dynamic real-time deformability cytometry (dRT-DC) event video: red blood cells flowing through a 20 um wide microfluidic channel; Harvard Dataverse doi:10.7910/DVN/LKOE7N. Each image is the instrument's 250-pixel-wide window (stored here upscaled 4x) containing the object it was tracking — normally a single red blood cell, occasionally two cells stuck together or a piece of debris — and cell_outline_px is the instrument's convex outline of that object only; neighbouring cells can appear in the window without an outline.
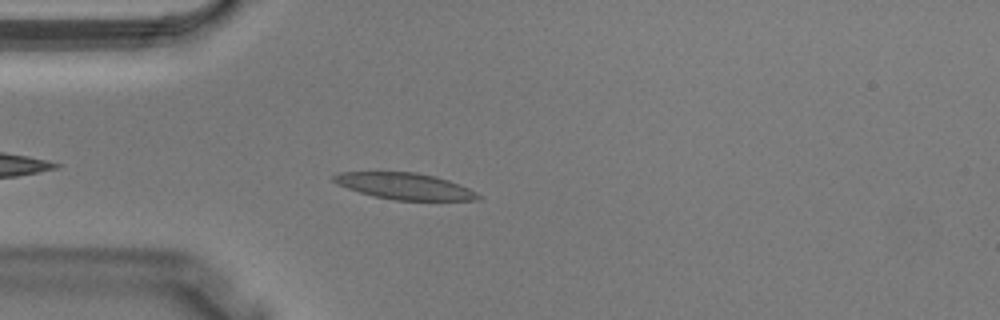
{"species": "Egyptian fruit bat (a non-hibernating species)", "species_latin": "Rousettus aegyptiacus", "temperature_condition": "warm", "stored_images_in_passage": 30, "camera_frame_rate_fps": 3000, "um_per_image_px": 0.085, "animal": {"sex": "male"}, "frame": {"image": 1, "passage_image": 3, "time_ms": 0.667, "image_size_px": [1000, 320], "cell_outline_px": [[484, 196], [476, 200], [396, 200], [376, 196], [360, 192], [336, 184], [332, 180], [332, 176], [340, 172], [416, 172], [436, 176], [448, 180], [468, 188]], "centroid_in_image_um": [34.41, 15.82], "position_along_channel_um": 50.6, "area_um2": 22.08}}
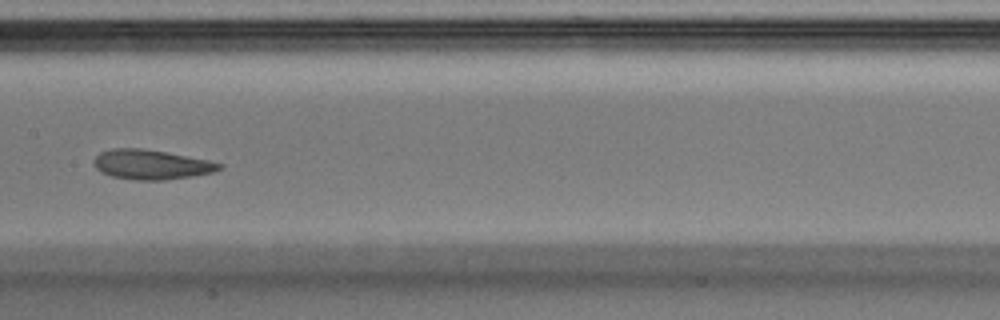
{"frame": {"image": 2, "passage_image": 12, "time_ms": 3.667, "image_size_px": [1000, 320], "cell_outline_px": [[224, 168], [212, 172], [192, 176], [164, 180], [136, 180], [112, 176], [96, 168], [96, 156], [100, 152], [112, 148], [140, 148], [164, 152], [208, 160], [224, 164]], "centroid_in_image_um": [12.9, 13.99], "position_along_channel_um": 194.5, "area_um2": 21.33}}
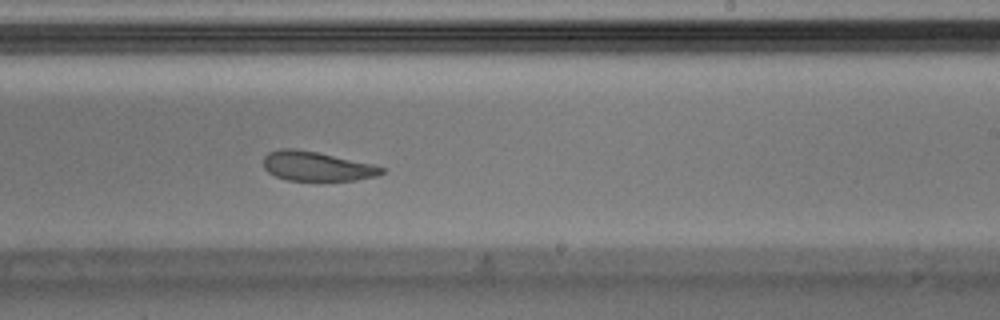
{"frame": {"image": 3, "passage_image": 16, "time_ms": 5.0, "image_size_px": [1000, 320], "cell_outline_px": [[388, 168], [380, 176], [356, 180], [288, 180], [276, 176], [268, 172], [264, 168], [264, 156], [268, 152], [280, 148], [296, 148], [316, 152], [372, 164]], "centroid_in_image_um": [26.94, 14.13], "position_along_channel_um": 262.1, "area_um2": 20.29}}